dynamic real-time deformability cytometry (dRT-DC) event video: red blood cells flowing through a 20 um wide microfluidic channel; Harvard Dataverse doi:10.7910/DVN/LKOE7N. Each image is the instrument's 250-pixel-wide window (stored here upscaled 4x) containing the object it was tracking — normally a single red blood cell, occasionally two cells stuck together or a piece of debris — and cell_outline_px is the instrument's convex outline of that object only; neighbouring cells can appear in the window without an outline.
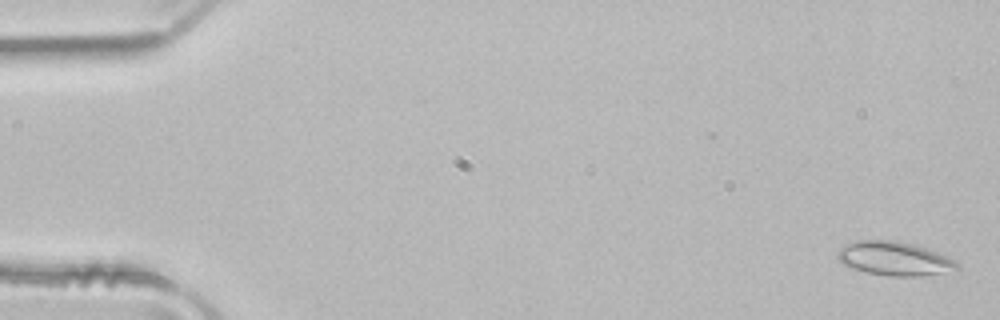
{"species": "common noctule bat (a hibernating species)", "species_latin": "Nyctalus noctula", "temperature_condition": "room temperature", "stored_images_in_passage": 5, "camera_frame_rate_fps": 3000, "um_per_image_px": 0.085, "animal": {"sex": "male", "body_mass_g": 21.5, "forearm_length_mm": 52.0}, "frame": {"image": 1, "passage_image": 1, "time_ms": 0.0, "image_size_px": [1000, 320], "cell_outline_px": [[960, 268], [920, 276], [888, 276], [864, 272], [852, 268], [844, 264], [836, 256], [836, 252], [844, 244], [856, 240], [896, 240], [912, 244], [936, 252], [956, 260]], "centroid_in_image_um": [75.96, 21.97], "position_along_channel_um": 9.0, "area_um2": 23.47}}